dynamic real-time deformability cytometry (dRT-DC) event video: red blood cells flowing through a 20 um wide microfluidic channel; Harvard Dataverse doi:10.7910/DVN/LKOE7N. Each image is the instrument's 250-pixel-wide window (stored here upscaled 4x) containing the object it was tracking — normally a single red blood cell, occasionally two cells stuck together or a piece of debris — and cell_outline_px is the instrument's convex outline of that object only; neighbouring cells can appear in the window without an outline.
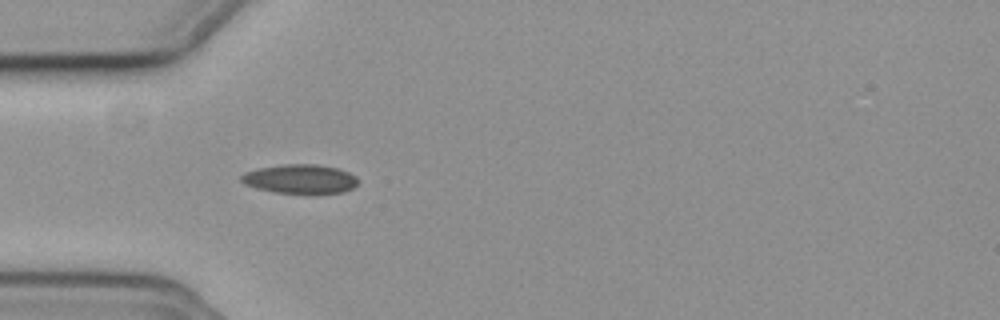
{"species": "common noctule bat (a hibernating species)", "species_latin": "Nyctalus noctula", "temperature_condition": "cold", "stored_images_in_passage": 10, "camera_frame_rate_fps": 3000, "um_per_image_px": 0.085, "animal": {"sex": "female", "body_mass_g": 19.3, "forearm_length_mm": 54.1}, "frame": {"image": 1, "passage_image": 4, "time_ms": 1.0, "image_size_px": [1000, 320], "cell_outline_px": [[360, 180], [352, 188], [344, 192], [308, 196], [276, 192], [256, 188], [244, 184], [240, 180], [240, 176], [244, 172], [256, 168], [284, 164], [316, 164], [340, 168], [356, 176]], "centroid_in_image_um": [25.53, 15.24], "position_along_channel_um": 59.5, "area_um2": 20.69}}
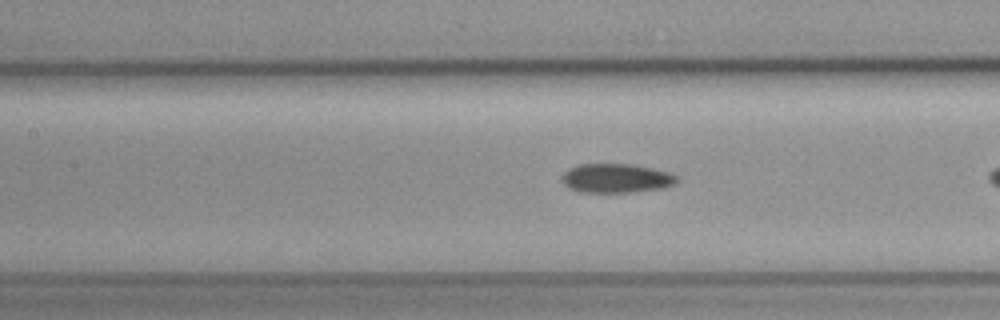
{"frame": {"image": 2, "passage_image": 9, "time_ms": 2.667, "image_size_px": [1000, 320], "cell_outline_px": [[680, 180], [676, 184], [660, 188], [632, 192], [580, 192], [568, 188], [564, 184], [564, 172], [568, 168], [580, 164], [632, 164], [652, 168], [668, 172], [680, 176]], "centroid_in_image_um": [52.42, 15.15], "position_along_channel_um": 155.0, "area_um2": 19.54}}